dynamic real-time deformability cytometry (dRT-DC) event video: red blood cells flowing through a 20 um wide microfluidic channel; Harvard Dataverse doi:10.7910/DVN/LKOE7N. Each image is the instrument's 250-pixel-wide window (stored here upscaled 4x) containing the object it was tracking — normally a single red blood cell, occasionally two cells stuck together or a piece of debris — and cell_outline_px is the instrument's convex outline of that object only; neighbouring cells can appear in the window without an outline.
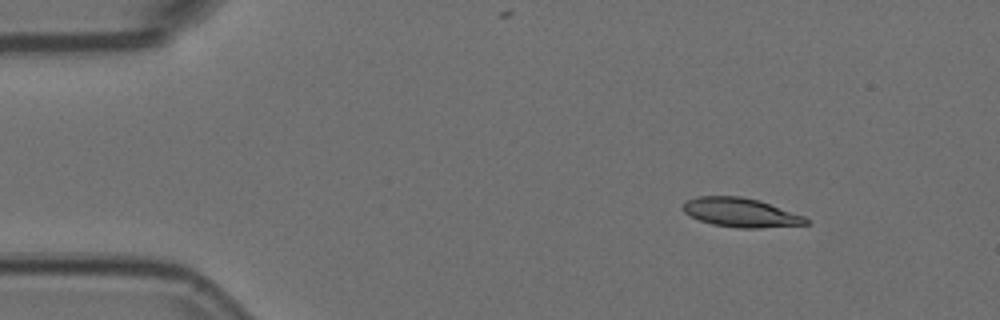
{"species": "Egyptian fruit bat (a non-hibernating species)", "species_latin": "Rousettus aegyptiacus", "temperature_condition": "room temperature", "stored_images_in_passage": 6, "camera_frame_rate_fps": 3000, "um_per_image_px": 0.085, "animal": {"sex": "female"}, "frame": {"image": 1, "passage_image": 1, "time_ms": 0.0, "image_size_px": [1000, 320], "cell_outline_px": [[812, 220], [808, 224], [760, 228], [736, 228], [712, 224], [700, 220], [684, 212], [680, 208], [688, 200], [696, 196], [740, 196], [760, 200], [804, 216]], "centroid_in_image_um": [62.98, 18.06], "position_along_channel_um": 22.0, "area_um2": 20.92}}
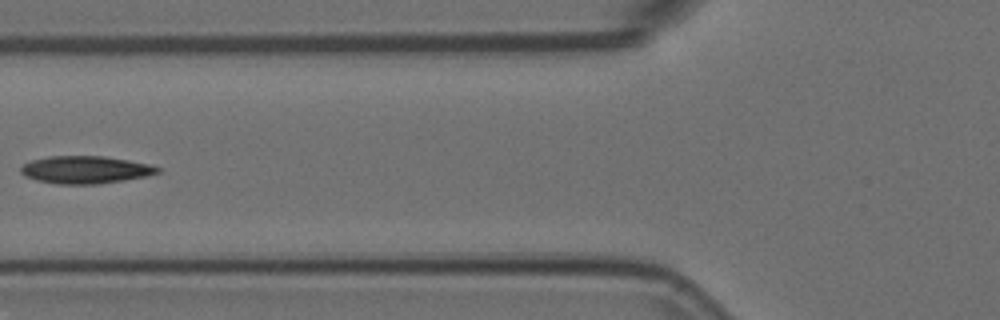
{"frame": {"image": 2, "passage_image": 5, "time_ms": 1.333, "image_size_px": [1000, 320], "cell_outline_px": [[160, 172], [148, 176], [124, 180], [96, 184], [56, 184], [36, 180], [24, 176], [20, 172], [20, 168], [24, 164], [32, 160], [48, 156], [104, 156], [152, 164], [160, 168]], "centroid_in_image_um": [7.27, 14.43], "position_along_channel_um": 118.5, "area_um2": 22.08}}
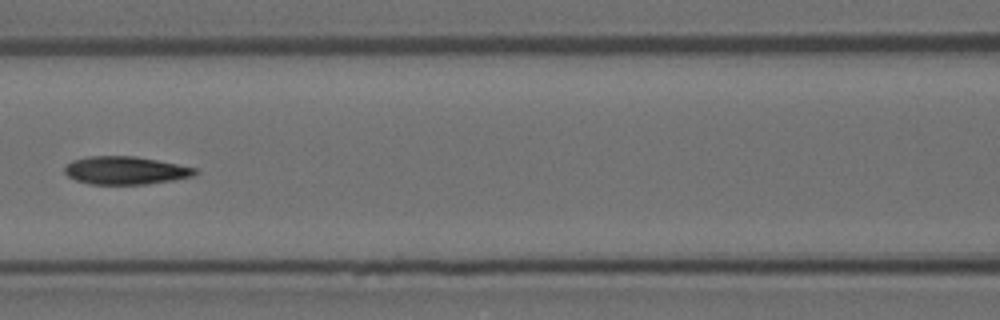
{"frame": {"image": 3, "passage_image": 6, "time_ms": 1.667, "image_size_px": [1000, 320], "cell_outline_px": [[200, 172], [192, 176], [172, 180], [148, 184], [92, 184], [76, 180], [68, 176], [64, 172], [64, 168], [72, 160], [88, 156], [136, 156], [196, 168]], "centroid_in_image_um": [10.66, 14.48], "position_along_channel_um": 155.9, "area_um2": 21.15}}